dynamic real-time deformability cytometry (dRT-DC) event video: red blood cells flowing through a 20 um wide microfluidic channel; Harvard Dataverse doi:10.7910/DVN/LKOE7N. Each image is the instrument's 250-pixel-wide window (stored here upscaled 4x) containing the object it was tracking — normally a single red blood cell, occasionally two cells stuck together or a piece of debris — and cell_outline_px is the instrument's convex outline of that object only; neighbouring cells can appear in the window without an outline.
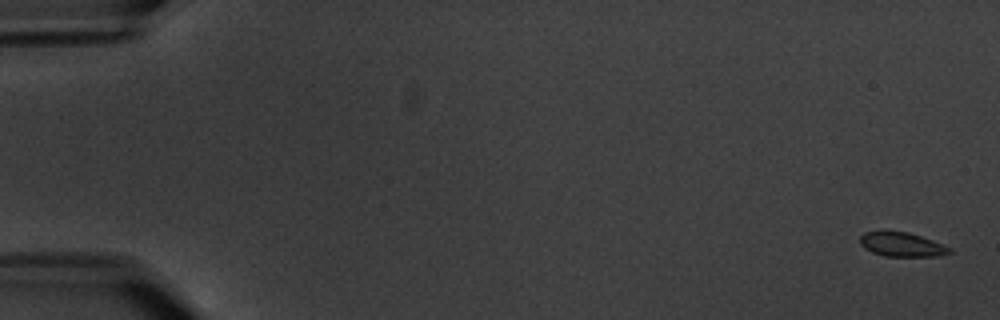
{"species": "common noctule bat (a hibernating species)", "species_latin": "Nyctalus noctula", "temperature_condition": "warm", "stored_images_in_passage": 7, "camera_frame_rate_fps": 3000, "um_per_image_px": 0.085, "animal": {"sex": "male", "body_mass_g": 20.1, "forearm_length_mm": 53.5}, "frame": {"image": 1, "passage_image": 1, "time_ms": 0.0, "image_size_px": [1000, 320], "cell_outline_px": [[952, 252], [940, 256], [884, 256], [872, 252], [864, 248], [860, 244], [860, 236], [864, 232], [880, 228], [884, 228], [908, 232], [932, 240], [952, 248]], "centroid_in_image_um": [76.59, 20.73], "position_along_channel_um": 8.4, "area_um2": 13.18}}
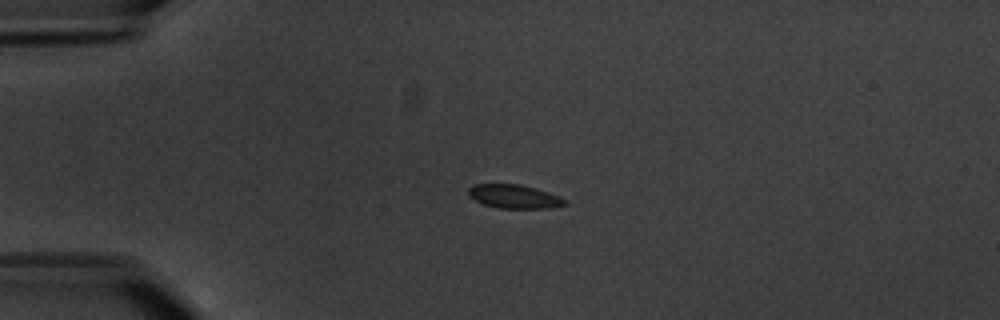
{"frame": {"image": 2, "passage_image": 5, "time_ms": 4.667, "image_size_px": [1000, 320], "cell_outline_px": [[568, 204], [552, 208], [496, 208], [484, 204], [468, 196], [468, 188], [472, 184], [520, 184], [556, 196], [564, 200]], "centroid_in_image_um": [43.63, 16.71], "position_along_channel_um": 41.4, "area_um2": 13.06}}